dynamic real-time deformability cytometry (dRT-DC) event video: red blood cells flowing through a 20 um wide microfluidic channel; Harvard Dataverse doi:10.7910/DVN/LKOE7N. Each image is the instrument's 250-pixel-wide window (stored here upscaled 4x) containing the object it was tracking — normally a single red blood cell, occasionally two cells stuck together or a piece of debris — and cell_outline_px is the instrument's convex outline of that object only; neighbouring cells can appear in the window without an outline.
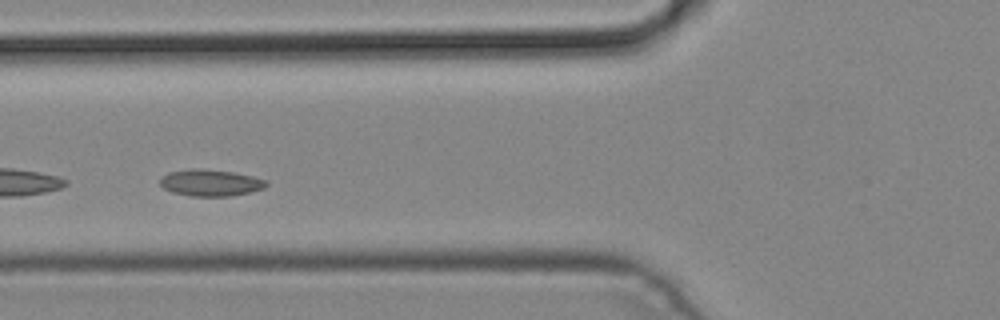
{"species": "common noctule bat (a hibernating species)", "species_latin": "Nyctalus noctula", "temperature_condition": "cold", "stored_images_in_passage": 4, "camera_frame_rate_fps": 3000, "um_per_image_px": 0.085, "animal": {"sex": "male", "body_mass_g": 19.2, "forearm_length_mm": 51.8}, "frame": {"image": 1, "passage_image": 4, "time_ms": 1.0, "image_size_px": [1000, 320], "cell_outline_px": [[268, 184], [264, 188], [248, 192], [228, 196], [192, 196], [172, 192], [164, 188], [160, 184], [160, 176], [168, 172], [192, 168], [200, 168], [232, 172], [252, 176], [268, 180]], "centroid_in_image_um": [17.86, 15.52], "position_along_channel_um": 107.9, "area_um2": 16.47}}